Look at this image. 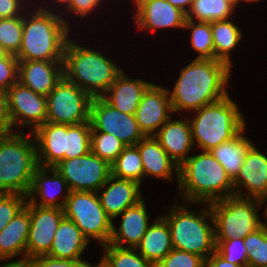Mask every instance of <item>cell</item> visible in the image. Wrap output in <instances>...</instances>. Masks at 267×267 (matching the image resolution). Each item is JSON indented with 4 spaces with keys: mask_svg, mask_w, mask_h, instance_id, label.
Segmentation results:
<instances>
[{
    "mask_svg": "<svg viewBox=\"0 0 267 267\" xmlns=\"http://www.w3.org/2000/svg\"><path fill=\"white\" fill-rule=\"evenodd\" d=\"M0 267H34L31 259H21L13 262H6Z\"/></svg>",
    "mask_w": 267,
    "mask_h": 267,
    "instance_id": "49",
    "label": "cell"
},
{
    "mask_svg": "<svg viewBox=\"0 0 267 267\" xmlns=\"http://www.w3.org/2000/svg\"><path fill=\"white\" fill-rule=\"evenodd\" d=\"M264 202L237 195L210 203L215 225V240L245 238L264 222L260 220L258 208ZM257 205V206H256Z\"/></svg>",
    "mask_w": 267,
    "mask_h": 267,
    "instance_id": "8",
    "label": "cell"
},
{
    "mask_svg": "<svg viewBox=\"0 0 267 267\" xmlns=\"http://www.w3.org/2000/svg\"><path fill=\"white\" fill-rule=\"evenodd\" d=\"M23 16L0 19V46L6 53L16 55L22 44Z\"/></svg>",
    "mask_w": 267,
    "mask_h": 267,
    "instance_id": "38",
    "label": "cell"
},
{
    "mask_svg": "<svg viewBox=\"0 0 267 267\" xmlns=\"http://www.w3.org/2000/svg\"><path fill=\"white\" fill-rule=\"evenodd\" d=\"M0 135V193L28 195L38 165L36 143L29 134Z\"/></svg>",
    "mask_w": 267,
    "mask_h": 267,
    "instance_id": "5",
    "label": "cell"
},
{
    "mask_svg": "<svg viewBox=\"0 0 267 267\" xmlns=\"http://www.w3.org/2000/svg\"><path fill=\"white\" fill-rule=\"evenodd\" d=\"M27 17L23 13L22 44L15 55L17 59L63 61L65 46L70 39L67 21L41 5Z\"/></svg>",
    "mask_w": 267,
    "mask_h": 267,
    "instance_id": "3",
    "label": "cell"
},
{
    "mask_svg": "<svg viewBox=\"0 0 267 267\" xmlns=\"http://www.w3.org/2000/svg\"><path fill=\"white\" fill-rule=\"evenodd\" d=\"M120 215H122L121 225L116 229L112 224L109 243L121 248H136L150 225L144 200L126 208L116 217Z\"/></svg>",
    "mask_w": 267,
    "mask_h": 267,
    "instance_id": "22",
    "label": "cell"
},
{
    "mask_svg": "<svg viewBox=\"0 0 267 267\" xmlns=\"http://www.w3.org/2000/svg\"><path fill=\"white\" fill-rule=\"evenodd\" d=\"M135 249L154 266L170 253L173 249L171 230L162 216L148 226Z\"/></svg>",
    "mask_w": 267,
    "mask_h": 267,
    "instance_id": "28",
    "label": "cell"
},
{
    "mask_svg": "<svg viewBox=\"0 0 267 267\" xmlns=\"http://www.w3.org/2000/svg\"><path fill=\"white\" fill-rule=\"evenodd\" d=\"M242 1L243 2L245 1V2H248L249 3V2H257V1H260V0H240V2H242Z\"/></svg>",
    "mask_w": 267,
    "mask_h": 267,
    "instance_id": "54",
    "label": "cell"
},
{
    "mask_svg": "<svg viewBox=\"0 0 267 267\" xmlns=\"http://www.w3.org/2000/svg\"><path fill=\"white\" fill-rule=\"evenodd\" d=\"M179 190L190 204H210L234 195L233 180L210 151L189 156L179 166ZM183 190V191H182Z\"/></svg>",
    "mask_w": 267,
    "mask_h": 267,
    "instance_id": "2",
    "label": "cell"
},
{
    "mask_svg": "<svg viewBox=\"0 0 267 267\" xmlns=\"http://www.w3.org/2000/svg\"><path fill=\"white\" fill-rule=\"evenodd\" d=\"M154 137L178 167L189 157L187 153L194 145L189 119L173 121L170 118Z\"/></svg>",
    "mask_w": 267,
    "mask_h": 267,
    "instance_id": "24",
    "label": "cell"
},
{
    "mask_svg": "<svg viewBox=\"0 0 267 267\" xmlns=\"http://www.w3.org/2000/svg\"><path fill=\"white\" fill-rule=\"evenodd\" d=\"M167 1L171 3L173 6L182 10L185 14L188 13L193 3V0H167Z\"/></svg>",
    "mask_w": 267,
    "mask_h": 267,
    "instance_id": "48",
    "label": "cell"
},
{
    "mask_svg": "<svg viewBox=\"0 0 267 267\" xmlns=\"http://www.w3.org/2000/svg\"><path fill=\"white\" fill-rule=\"evenodd\" d=\"M27 196L14 193H0V231L26 205Z\"/></svg>",
    "mask_w": 267,
    "mask_h": 267,
    "instance_id": "40",
    "label": "cell"
},
{
    "mask_svg": "<svg viewBox=\"0 0 267 267\" xmlns=\"http://www.w3.org/2000/svg\"><path fill=\"white\" fill-rule=\"evenodd\" d=\"M230 72L225 62L195 58L181 69L172 92L168 90L173 112L195 111L226 97Z\"/></svg>",
    "mask_w": 267,
    "mask_h": 267,
    "instance_id": "1",
    "label": "cell"
},
{
    "mask_svg": "<svg viewBox=\"0 0 267 267\" xmlns=\"http://www.w3.org/2000/svg\"><path fill=\"white\" fill-rule=\"evenodd\" d=\"M195 112L196 117L189 120L192 139L203 151L233 139L246 127L244 116L229 95Z\"/></svg>",
    "mask_w": 267,
    "mask_h": 267,
    "instance_id": "6",
    "label": "cell"
},
{
    "mask_svg": "<svg viewBox=\"0 0 267 267\" xmlns=\"http://www.w3.org/2000/svg\"><path fill=\"white\" fill-rule=\"evenodd\" d=\"M138 29L184 28L186 14L167 0H134Z\"/></svg>",
    "mask_w": 267,
    "mask_h": 267,
    "instance_id": "17",
    "label": "cell"
},
{
    "mask_svg": "<svg viewBox=\"0 0 267 267\" xmlns=\"http://www.w3.org/2000/svg\"><path fill=\"white\" fill-rule=\"evenodd\" d=\"M90 267H110V266L101 259V261L98 264H95V266L90 264Z\"/></svg>",
    "mask_w": 267,
    "mask_h": 267,
    "instance_id": "50",
    "label": "cell"
},
{
    "mask_svg": "<svg viewBox=\"0 0 267 267\" xmlns=\"http://www.w3.org/2000/svg\"><path fill=\"white\" fill-rule=\"evenodd\" d=\"M184 28L191 30V45L199 53L196 59H215L211 22L186 20Z\"/></svg>",
    "mask_w": 267,
    "mask_h": 267,
    "instance_id": "35",
    "label": "cell"
},
{
    "mask_svg": "<svg viewBox=\"0 0 267 267\" xmlns=\"http://www.w3.org/2000/svg\"><path fill=\"white\" fill-rule=\"evenodd\" d=\"M93 97L64 76L46 96L47 122L77 125L90 120Z\"/></svg>",
    "mask_w": 267,
    "mask_h": 267,
    "instance_id": "10",
    "label": "cell"
},
{
    "mask_svg": "<svg viewBox=\"0 0 267 267\" xmlns=\"http://www.w3.org/2000/svg\"><path fill=\"white\" fill-rule=\"evenodd\" d=\"M227 3H229L234 9L237 7V4L240 2V0H224Z\"/></svg>",
    "mask_w": 267,
    "mask_h": 267,
    "instance_id": "51",
    "label": "cell"
},
{
    "mask_svg": "<svg viewBox=\"0 0 267 267\" xmlns=\"http://www.w3.org/2000/svg\"><path fill=\"white\" fill-rule=\"evenodd\" d=\"M205 267H245L232 264L223 258L216 250L205 260Z\"/></svg>",
    "mask_w": 267,
    "mask_h": 267,
    "instance_id": "47",
    "label": "cell"
},
{
    "mask_svg": "<svg viewBox=\"0 0 267 267\" xmlns=\"http://www.w3.org/2000/svg\"><path fill=\"white\" fill-rule=\"evenodd\" d=\"M155 267H205V259L190 252L172 249Z\"/></svg>",
    "mask_w": 267,
    "mask_h": 267,
    "instance_id": "41",
    "label": "cell"
},
{
    "mask_svg": "<svg viewBox=\"0 0 267 267\" xmlns=\"http://www.w3.org/2000/svg\"><path fill=\"white\" fill-rule=\"evenodd\" d=\"M18 64L14 54L6 53L0 58V89L7 91L18 82Z\"/></svg>",
    "mask_w": 267,
    "mask_h": 267,
    "instance_id": "42",
    "label": "cell"
},
{
    "mask_svg": "<svg viewBox=\"0 0 267 267\" xmlns=\"http://www.w3.org/2000/svg\"><path fill=\"white\" fill-rule=\"evenodd\" d=\"M22 4V0H0V19L22 16Z\"/></svg>",
    "mask_w": 267,
    "mask_h": 267,
    "instance_id": "44",
    "label": "cell"
},
{
    "mask_svg": "<svg viewBox=\"0 0 267 267\" xmlns=\"http://www.w3.org/2000/svg\"><path fill=\"white\" fill-rule=\"evenodd\" d=\"M216 251L232 264L247 267V250L243 238L235 237L229 240H215Z\"/></svg>",
    "mask_w": 267,
    "mask_h": 267,
    "instance_id": "39",
    "label": "cell"
},
{
    "mask_svg": "<svg viewBox=\"0 0 267 267\" xmlns=\"http://www.w3.org/2000/svg\"><path fill=\"white\" fill-rule=\"evenodd\" d=\"M126 146L113 135L105 132H91V152L112 165Z\"/></svg>",
    "mask_w": 267,
    "mask_h": 267,
    "instance_id": "37",
    "label": "cell"
},
{
    "mask_svg": "<svg viewBox=\"0 0 267 267\" xmlns=\"http://www.w3.org/2000/svg\"><path fill=\"white\" fill-rule=\"evenodd\" d=\"M245 128L233 139L213 148L210 153L225 168L233 180L244 163V156L253 144L243 135Z\"/></svg>",
    "mask_w": 267,
    "mask_h": 267,
    "instance_id": "29",
    "label": "cell"
},
{
    "mask_svg": "<svg viewBox=\"0 0 267 267\" xmlns=\"http://www.w3.org/2000/svg\"><path fill=\"white\" fill-rule=\"evenodd\" d=\"M34 267H90V263L82 259L64 260L55 259L47 255L36 256L31 259Z\"/></svg>",
    "mask_w": 267,
    "mask_h": 267,
    "instance_id": "43",
    "label": "cell"
},
{
    "mask_svg": "<svg viewBox=\"0 0 267 267\" xmlns=\"http://www.w3.org/2000/svg\"><path fill=\"white\" fill-rule=\"evenodd\" d=\"M63 76V61H19L18 64V82L44 96Z\"/></svg>",
    "mask_w": 267,
    "mask_h": 267,
    "instance_id": "19",
    "label": "cell"
},
{
    "mask_svg": "<svg viewBox=\"0 0 267 267\" xmlns=\"http://www.w3.org/2000/svg\"><path fill=\"white\" fill-rule=\"evenodd\" d=\"M12 132V125L7 110L6 91L0 89V135Z\"/></svg>",
    "mask_w": 267,
    "mask_h": 267,
    "instance_id": "46",
    "label": "cell"
},
{
    "mask_svg": "<svg viewBox=\"0 0 267 267\" xmlns=\"http://www.w3.org/2000/svg\"><path fill=\"white\" fill-rule=\"evenodd\" d=\"M89 121L91 132L111 134L125 146H134L145 137L140 131L134 115L116 110L102 97H93Z\"/></svg>",
    "mask_w": 267,
    "mask_h": 267,
    "instance_id": "12",
    "label": "cell"
},
{
    "mask_svg": "<svg viewBox=\"0 0 267 267\" xmlns=\"http://www.w3.org/2000/svg\"><path fill=\"white\" fill-rule=\"evenodd\" d=\"M140 185L141 184L135 181L110 175L107 182L97 193L101 206L112 220L126 208L135 205L143 199ZM104 187H106L105 190H103ZM101 190L103 191L101 195H99Z\"/></svg>",
    "mask_w": 267,
    "mask_h": 267,
    "instance_id": "20",
    "label": "cell"
},
{
    "mask_svg": "<svg viewBox=\"0 0 267 267\" xmlns=\"http://www.w3.org/2000/svg\"><path fill=\"white\" fill-rule=\"evenodd\" d=\"M72 0H56V2L58 3H64L63 5H67V8L69 7L70 3H71Z\"/></svg>",
    "mask_w": 267,
    "mask_h": 267,
    "instance_id": "52",
    "label": "cell"
},
{
    "mask_svg": "<svg viewBox=\"0 0 267 267\" xmlns=\"http://www.w3.org/2000/svg\"><path fill=\"white\" fill-rule=\"evenodd\" d=\"M30 230V204L26 205L0 231V260H9L18 254L26 258Z\"/></svg>",
    "mask_w": 267,
    "mask_h": 267,
    "instance_id": "25",
    "label": "cell"
},
{
    "mask_svg": "<svg viewBox=\"0 0 267 267\" xmlns=\"http://www.w3.org/2000/svg\"><path fill=\"white\" fill-rule=\"evenodd\" d=\"M111 175L141 184L144 171L138 148L126 146L111 165Z\"/></svg>",
    "mask_w": 267,
    "mask_h": 267,
    "instance_id": "31",
    "label": "cell"
},
{
    "mask_svg": "<svg viewBox=\"0 0 267 267\" xmlns=\"http://www.w3.org/2000/svg\"><path fill=\"white\" fill-rule=\"evenodd\" d=\"M49 172L52 175L50 177L47 175ZM63 190L66 191V195H60L63 200L57 202L59 198L57 194H61L60 192ZM36 194L39 195L41 200L39 204L34 198ZM69 194L70 189L67 182L54 167L38 166L33 174L26 203L40 207L63 208Z\"/></svg>",
    "mask_w": 267,
    "mask_h": 267,
    "instance_id": "18",
    "label": "cell"
},
{
    "mask_svg": "<svg viewBox=\"0 0 267 267\" xmlns=\"http://www.w3.org/2000/svg\"><path fill=\"white\" fill-rule=\"evenodd\" d=\"M264 214L266 215V224H267V207L265 209V213Z\"/></svg>",
    "mask_w": 267,
    "mask_h": 267,
    "instance_id": "55",
    "label": "cell"
},
{
    "mask_svg": "<svg viewBox=\"0 0 267 267\" xmlns=\"http://www.w3.org/2000/svg\"><path fill=\"white\" fill-rule=\"evenodd\" d=\"M97 192L70 191L64 204V216L72 220L90 242L109 243L113 220L101 206Z\"/></svg>",
    "mask_w": 267,
    "mask_h": 267,
    "instance_id": "9",
    "label": "cell"
},
{
    "mask_svg": "<svg viewBox=\"0 0 267 267\" xmlns=\"http://www.w3.org/2000/svg\"><path fill=\"white\" fill-rule=\"evenodd\" d=\"M122 70L101 52L68 40L63 58V75L92 97H101Z\"/></svg>",
    "mask_w": 267,
    "mask_h": 267,
    "instance_id": "4",
    "label": "cell"
},
{
    "mask_svg": "<svg viewBox=\"0 0 267 267\" xmlns=\"http://www.w3.org/2000/svg\"><path fill=\"white\" fill-rule=\"evenodd\" d=\"M233 186L234 195L258 199L262 202L267 199V156L257 150L254 143L244 156V163L233 179ZM243 186L249 192L246 196L237 189Z\"/></svg>",
    "mask_w": 267,
    "mask_h": 267,
    "instance_id": "16",
    "label": "cell"
},
{
    "mask_svg": "<svg viewBox=\"0 0 267 267\" xmlns=\"http://www.w3.org/2000/svg\"><path fill=\"white\" fill-rule=\"evenodd\" d=\"M101 258L110 267H155L147 261L135 248H121L113 244H106Z\"/></svg>",
    "mask_w": 267,
    "mask_h": 267,
    "instance_id": "34",
    "label": "cell"
},
{
    "mask_svg": "<svg viewBox=\"0 0 267 267\" xmlns=\"http://www.w3.org/2000/svg\"><path fill=\"white\" fill-rule=\"evenodd\" d=\"M140 153L144 177L152 176L165 180L172 179V174L177 173V183L179 180V167L168 156L154 136H145L135 145Z\"/></svg>",
    "mask_w": 267,
    "mask_h": 267,
    "instance_id": "26",
    "label": "cell"
},
{
    "mask_svg": "<svg viewBox=\"0 0 267 267\" xmlns=\"http://www.w3.org/2000/svg\"><path fill=\"white\" fill-rule=\"evenodd\" d=\"M91 131L90 121L77 125L67 124L65 159L80 157L91 151Z\"/></svg>",
    "mask_w": 267,
    "mask_h": 267,
    "instance_id": "33",
    "label": "cell"
},
{
    "mask_svg": "<svg viewBox=\"0 0 267 267\" xmlns=\"http://www.w3.org/2000/svg\"><path fill=\"white\" fill-rule=\"evenodd\" d=\"M102 0H72L69 7V9L72 13L75 12L79 16L86 17L87 14H90V12H93L98 4Z\"/></svg>",
    "mask_w": 267,
    "mask_h": 267,
    "instance_id": "45",
    "label": "cell"
},
{
    "mask_svg": "<svg viewBox=\"0 0 267 267\" xmlns=\"http://www.w3.org/2000/svg\"><path fill=\"white\" fill-rule=\"evenodd\" d=\"M233 11L234 8L224 0H193L186 14V20H194V18L201 22L227 20L232 16Z\"/></svg>",
    "mask_w": 267,
    "mask_h": 267,
    "instance_id": "32",
    "label": "cell"
},
{
    "mask_svg": "<svg viewBox=\"0 0 267 267\" xmlns=\"http://www.w3.org/2000/svg\"><path fill=\"white\" fill-rule=\"evenodd\" d=\"M64 217L63 208L40 207L30 204V230L26 248L27 259L49 253L56 230Z\"/></svg>",
    "mask_w": 267,
    "mask_h": 267,
    "instance_id": "14",
    "label": "cell"
},
{
    "mask_svg": "<svg viewBox=\"0 0 267 267\" xmlns=\"http://www.w3.org/2000/svg\"><path fill=\"white\" fill-rule=\"evenodd\" d=\"M88 243V239L76 224L64 217L56 230L51 250L47 256L64 260L82 259L81 255L89 245Z\"/></svg>",
    "mask_w": 267,
    "mask_h": 267,
    "instance_id": "27",
    "label": "cell"
},
{
    "mask_svg": "<svg viewBox=\"0 0 267 267\" xmlns=\"http://www.w3.org/2000/svg\"><path fill=\"white\" fill-rule=\"evenodd\" d=\"M205 205L207 207L197 215L189 207L179 206L176 202L169 215L162 217L170 227L173 249L190 252L206 260L216 250V242L213 214L210 205Z\"/></svg>",
    "mask_w": 267,
    "mask_h": 267,
    "instance_id": "7",
    "label": "cell"
},
{
    "mask_svg": "<svg viewBox=\"0 0 267 267\" xmlns=\"http://www.w3.org/2000/svg\"><path fill=\"white\" fill-rule=\"evenodd\" d=\"M54 168L65 179L70 191L98 192L111 175V165L91 151L61 160Z\"/></svg>",
    "mask_w": 267,
    "mask_h": 267,
    "instance_id": "11",
    "label": "cell"
},
{
    "mask_svg": "<svg viewBox=\"0 0 267 267\" xmlns=\"http://www.w3.org/2000/svg\"><path fill=\"white\" fill-rule=\"evenodd\" d=\"M168 89L153 83L144 92L134 114L144 136H154L172 115Z\"/></svg>",
    "mask_w": 267,
    "mask_h": 267,
    "instance_id": "15",
    "label": "cell"
},
{
    "mask_svg": "<svg viewBox=\"0 0 267 267\" xmlns=\"http://www.w3.org/2000/svg\"><path fill=\"white\" fill-rule=\"evenodd\" d=\"M6 54V52L2 49V47L0 46V58L2 56H4Z\"/></svg>",
    "mask_w": 267,
    "mask_h": 267,
    "instance_id": "53",
    "label": "cell"
},
{
    "mask_svg": "<svg viewBox=\"0 0 267 267\" xmlns=\"http://www.w3.org/2000/svg\"><path fill=\"white\" fill-rule=\"evenodd\" d=\"M151 84L142 79H130L121 71L101 97L116 110L134 115L144 92Z\"/></svg>",
    "mask_w": 267,
    "mask_h": 267,
    "instance_id": "23",
    "label": "cell"
},
{
    "mask_svg": "<svg viewBox=\"0 0 267 267\" xmlns=\"http://www.w3.org/2000/svg\"><path fill=\"white\" fill-rule=\"evenodd\" d=\"M231 19L211 22L215 60L231 65L230 53L242 39L241 30Z\"/></svg>",
    "mask_w": 267,
    "mask_h": 267,
    "instance_id": "30",
    "label": "cell"
},
{
    "mask_svg": "<svg viewBox=\"0 0 267 267\" xmlns=\"http://www.w3.org/2000/svg\"><path fill=\"white\" fill-rule=\"evenodd\" d=\"M7 110L13 127L28 126L33 133L47 122L46 96L33 92L19 82L6 91Z\"/></svg>",
    "mask_w": 267,
    "mask_h": 267,
    "instance_id": "13",
    "label": "cell"
},
{
    "mask_svg": "<svg viewBox=\"0 0 267 267\" xmlns=\"http://www.w3.org/2000/svg\"><path fill=\"white\" fill-rule=\"evenodd\" d=\"M31 134L36 143L39 166L54 167L61 160H65L67 124L46 122Z\"/></svg>",
    "mask_w": 267,
    "mask_h": 267,
    "instance_id": "21",
    "label": "cell"
},
{
    "mask_svg": "<svg viewBox=\"0 0 267 267\" xmlns=\"http://www.w3.org/2000/svg\"><path fill=\"white\" fill-rule=\"evenodd\" d=\"M247 267H267V224L263 223L244 239Z\"/></svg>",
    "mask_w": 267,
    "mask_h": 267,
    "instance_id": "36",
    "label": "cell"
}]
</instances>
